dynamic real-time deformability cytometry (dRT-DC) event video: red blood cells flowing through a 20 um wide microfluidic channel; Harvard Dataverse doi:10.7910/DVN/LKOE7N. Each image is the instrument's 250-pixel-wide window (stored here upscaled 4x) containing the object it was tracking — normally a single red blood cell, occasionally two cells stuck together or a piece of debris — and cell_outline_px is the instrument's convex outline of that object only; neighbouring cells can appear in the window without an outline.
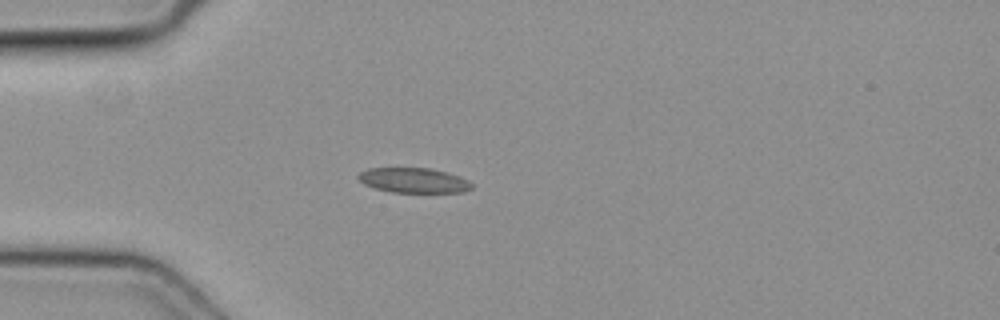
{"species": "common noctule bat (a hibernating species)", "species_latin": "Nyctalus noctula", "temperature_condition": "cold", "stored_images_in_passage": 36, "camera_frame_rate_fps": 3000, "um_per_image_px": 0.085, "animal": {"sex": "female", "body_mass_g": 19.3, "forearm_length_mm": 54.1}, "frame": {"image": 1, "passage_image": 1, "time_ms": 0.0, "image_size_px": [1000, 320], "cell_outline_px": [[472, 188], [464, 192], [392, 192], [372, 188], [364, 184], [356, 176], [360, 172], [368, 168], [432, 168], [460, 176], [468, 180], [472, 184]], "centroid_in_image_um": [35.15, 15.33], "position_along_channel_um": 49.9, "area_um2": 16.59}}
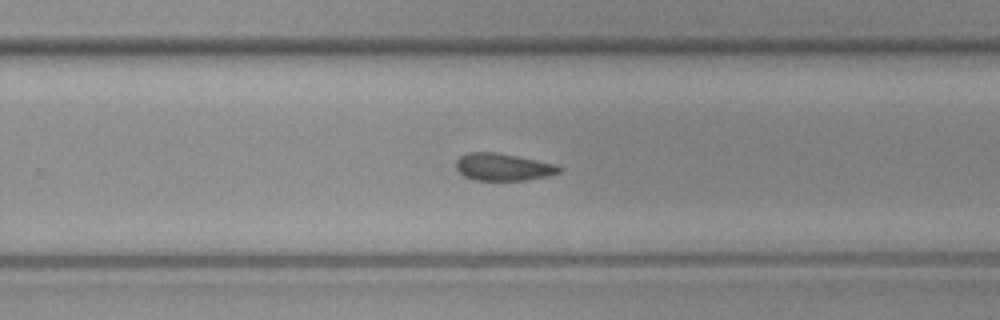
{"frame": {"image": 2, "passage_image": 19, "time_ms": 6.0, "image_size_px": [1000, 320], "cell_outline_px": [[560, 172], [548, 176], [524, 180], [472, 180], [464, 176], [456, 168], [456, 160], [460, 156], [468, 152], [496, 152], [556, 164], [560, 168]], "centroid_in_image_um": [42.73, 14.19], "position_along_channel_um": 287.1, "area_um2": 16.3}}
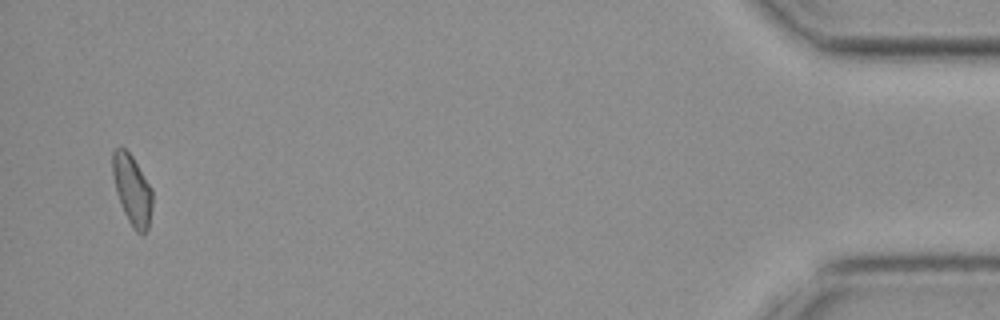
{"frame": {"image": 3, "passage_image": 35, "time_ms": 11.333, "image_size_px": [1000, 320], "cell_outline_px": [[152, 208], [148, 228], [140, 236], [132, 228], [120, 204], [116, 192], [112, 176], [112, 152], [120, 144], [132, 156], [152, 188]], "centroid_in_image_um": [11.22, 16.13], "position_along_channel_um": 424.0, "area_um2": 16.47}}